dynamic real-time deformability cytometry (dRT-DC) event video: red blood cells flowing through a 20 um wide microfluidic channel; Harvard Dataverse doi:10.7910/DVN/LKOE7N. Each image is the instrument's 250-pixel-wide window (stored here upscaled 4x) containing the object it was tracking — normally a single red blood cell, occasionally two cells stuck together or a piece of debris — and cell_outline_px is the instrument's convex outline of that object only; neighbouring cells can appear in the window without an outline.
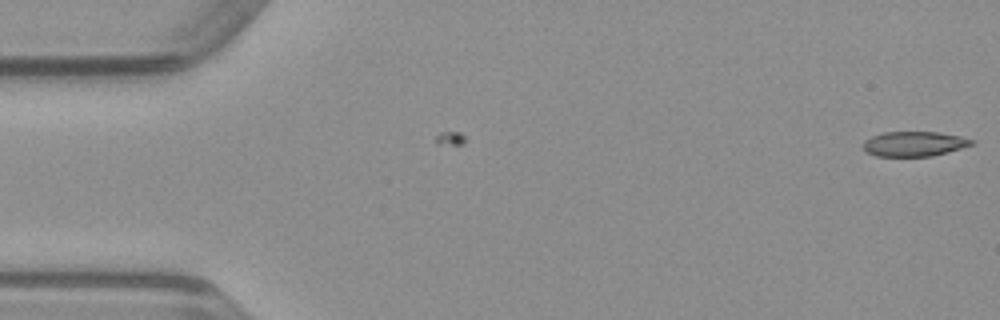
{"species": "common noctule bat (a hibernating species)", "species_latin": "Nyctalus noctula", "temperature_condition": "warm", "stored_images_in_passage": 5, "camera_frame_rate_fps": 3000, "um_per_image_px": 0.085, "animal": {"sex": "male", "body_mass_g": 23.1, "forearm_length_mm": 52.7}, "frame": {"image": 1, "passage_image": 5, "time_ms": 1.333, "image_size_px": [1000, 320], "cell_outline_px": [[976, 144], [948, 152], [932, 156], [876, 156], [868, 152], [864, 148], [864, 140], [872, 136], [884, 132], [936, 132], [960, 136], [976, 140]], "centroid_in_image_um": [77.76, 12.22], "position_along_channel_um": 7.2, "area_um2": 15.72}}